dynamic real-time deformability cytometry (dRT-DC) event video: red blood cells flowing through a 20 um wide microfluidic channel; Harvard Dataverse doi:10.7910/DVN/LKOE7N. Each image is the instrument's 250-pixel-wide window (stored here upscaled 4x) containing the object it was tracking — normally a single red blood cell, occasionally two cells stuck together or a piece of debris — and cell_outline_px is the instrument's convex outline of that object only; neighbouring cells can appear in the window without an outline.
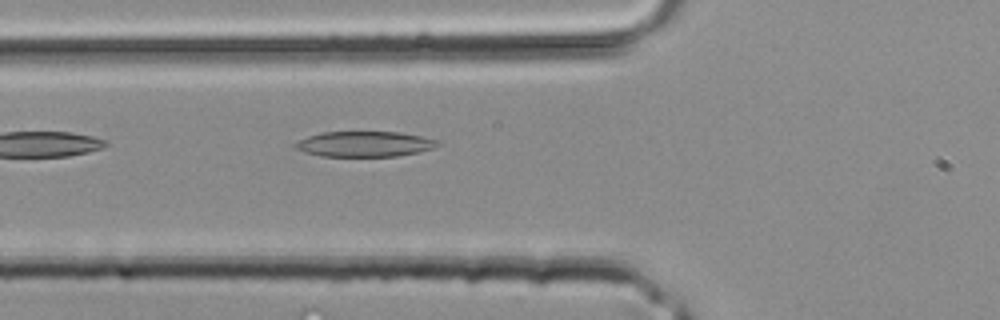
{"species": "common noctule bat (a hibernating species)", "species_latin": "Nyctalus noctula", "temperature_condition": "room temperature", "stored_images_in_passage": 4, "camera_frame_rate_fps": 3000, "um_per_image_px": 0.085, "animal": {"sex": "male", "body_mass_g": 20.4}, "frame": {"image": 1, "passage_image": 4, "time_ms": 1.0, "image_size_px": [1000, 320], "cell_outline_px": [[440, 144], [432, 148], [420, 152], [396, 156], [320, 156], [304, 152], [296, 148], [292, 144], [308, 136], [320, 132], [400, 132], [420, 136], [436, 140]], "centroid_in_image_um": [30.96, 12.24], "position_along_channel_um": 94.8, "area_um2": 20.98}}